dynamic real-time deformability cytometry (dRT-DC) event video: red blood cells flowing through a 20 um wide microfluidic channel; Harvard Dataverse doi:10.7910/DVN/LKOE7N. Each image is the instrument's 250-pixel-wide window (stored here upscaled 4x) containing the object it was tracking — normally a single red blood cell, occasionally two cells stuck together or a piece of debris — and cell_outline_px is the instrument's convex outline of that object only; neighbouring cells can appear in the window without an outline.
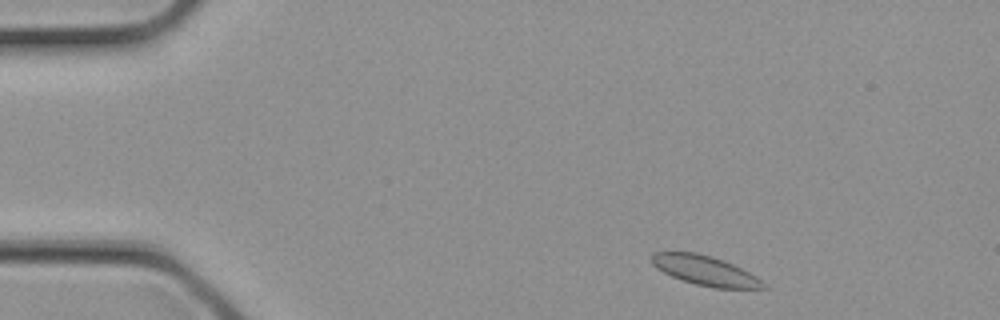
{"species": "common noctule bat (a hibernating species)", "species_latin": "Nyctalus noctula", "temperature_condition": "cold", "stored_images_in_passage": 2, "camera_frame_rate_fps": 3000, "um_per_image_px": 0.085, "animal": {"sex": "female", "body_mass_g": 21.9}, "frame": {"image": 1, "passage_image": 1, "time_ms": 0.0, "image_size_px": [1000, 320], "cell_outline_px": [[768, 288], [712, 288], [696, 284], [672, 276], [656, 268], [652, 264], [652, 252], [696, 252], [712, 256], [724, 260], [756, 276]], "centroid_in_image_um": [59.91, 22.99], "position_along_channel_um": 25.1, "area_um2": 19.02}}